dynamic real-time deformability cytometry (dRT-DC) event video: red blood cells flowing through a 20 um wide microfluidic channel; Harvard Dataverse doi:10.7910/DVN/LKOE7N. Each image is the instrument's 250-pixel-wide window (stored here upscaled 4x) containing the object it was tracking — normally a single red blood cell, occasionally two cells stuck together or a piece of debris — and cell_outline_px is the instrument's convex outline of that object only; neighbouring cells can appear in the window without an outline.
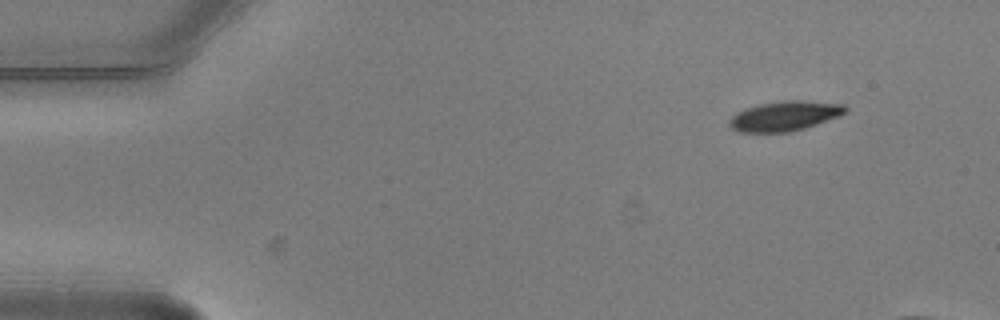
{"species": "common noctule bat (a hibernating species)", "species_latin": "Nyctalus noctula", "temperature_condition": "warm", "stored_images_in_passage": 4, "camera_frame_rate_fps": 3000, "um_per_image_px": 0.085, "animal": {"sex": "male", "body_mass_g": 20.5, "forearm_length_mm": 52.5}, "frame": {"image": 1, "passage_image": 1, "time_ms": 0.0, "image_size_px": [1000, 320], "cell_outline_px": [[848, 112], [840, 116], [804, 128], [788, 132], [736, 132], [728, 124], [728, 120], [736, 112], [744, 108], [760, 104], [784, 100], [804, 100], [844, 104], [848, 108]], "centroid_in_image_um": [66.7, 9.85], "position_along_channel_um": 18.3, "area_um2": 20.35}}